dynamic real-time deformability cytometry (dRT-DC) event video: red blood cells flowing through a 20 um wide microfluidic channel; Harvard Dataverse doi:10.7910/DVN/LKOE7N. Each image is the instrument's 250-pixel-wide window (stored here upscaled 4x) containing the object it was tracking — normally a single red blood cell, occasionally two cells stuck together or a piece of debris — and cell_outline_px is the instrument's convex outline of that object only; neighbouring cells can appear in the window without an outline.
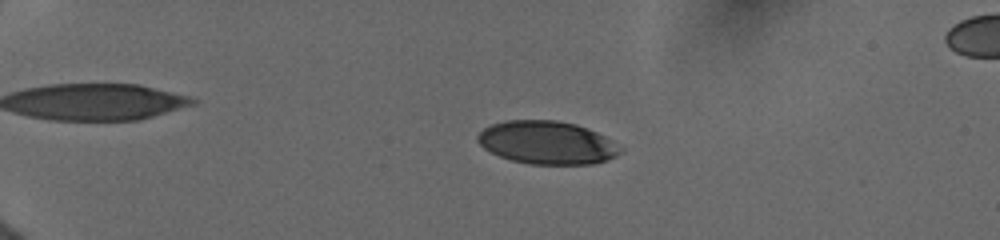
{"species": "human", "species_latin": "Homo sapiens", "temperature_condition": "cold", "stored_images_in_passage": 49, "camera_frame_rate_fps": 3000, "um_per_image_px": 0.085, "donor": {"sex": "female"}, "frame": {"image": 1, "passage_image": 3, "time_ms": 0.667, "image_size_px": [1000, 240], "cell_outline_px": [[624, 148], [616, 156], [608, 160], [592, 164], [528, 164], [512, 160], [500, 156], [484, 148], [476, 140], [476, 136], [484, 128], [492, 124], [504, 120], [556, 120], [576, 124], [588, 128], [612, 140]], "centroid_in_image_um": [46.51, 12.12], "position_along_channel_um": 38.5, "area_um2": 35.95}}
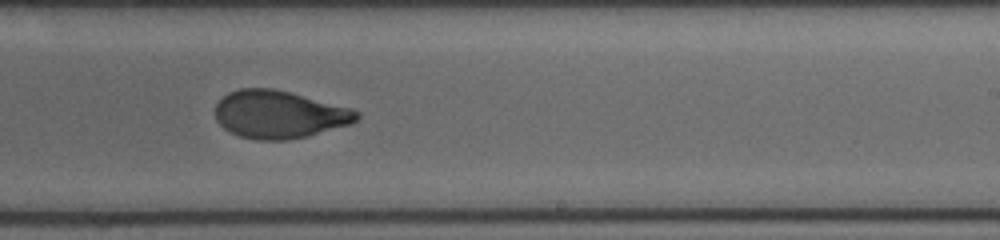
{"frame": {"image": 2, "passage_image": 30, "time_ms": 8.333, "image_size_px": [1000, 240], "cell_outline_px": [[360, 116], [352, 124], [308, 136], [284, 140], [256, 140], [240, 136], [224, 128], [216, 120], [216, 104], [228, 92], [240, 88], [272, 88], [352, 108], [360, 112]], "centroid_in_image_um": [23.75, 9.73], "position_along_channel_um": 265.3, "area_um2": 39.25}}
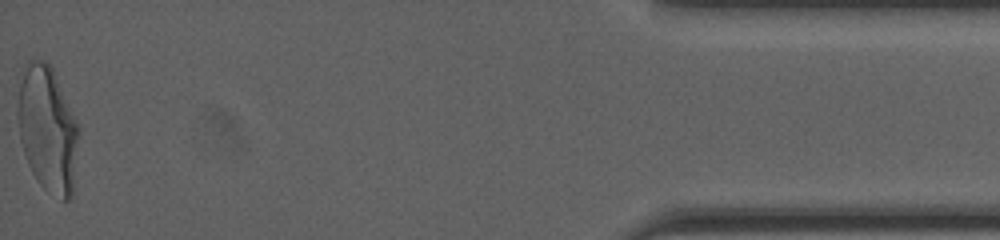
{"frame": {"image": 3, "passage_image": 49, "time_ms": 14.333, "image_size_px": [1000, 240], "cell_outline_px": [[80, 128], [72, 196], [68, 200], [64, 200], [44, 188], [36, 180], [28, 164], [20, 140], [16, 112], [16, 108], [20, 84], [24, 64], [32, 56], [44, 60], [52, 64]], "centroid_in_image_um": [4.04, 10.89], "position_along_channel_um": 431.2, "area_um2": 45.49}, "authors_computed_cell_mechanics": {"area_um2": 39.9398, "velocity_mm_per_s": 3.9506, "shape_relaxation_time_tau1_ms": 5.8218, "shape_relaxation_time_tau2_ms": 1.048, "deformation_change_tau1": 0.2055, "deformation_change_tau2": 0.0646}}